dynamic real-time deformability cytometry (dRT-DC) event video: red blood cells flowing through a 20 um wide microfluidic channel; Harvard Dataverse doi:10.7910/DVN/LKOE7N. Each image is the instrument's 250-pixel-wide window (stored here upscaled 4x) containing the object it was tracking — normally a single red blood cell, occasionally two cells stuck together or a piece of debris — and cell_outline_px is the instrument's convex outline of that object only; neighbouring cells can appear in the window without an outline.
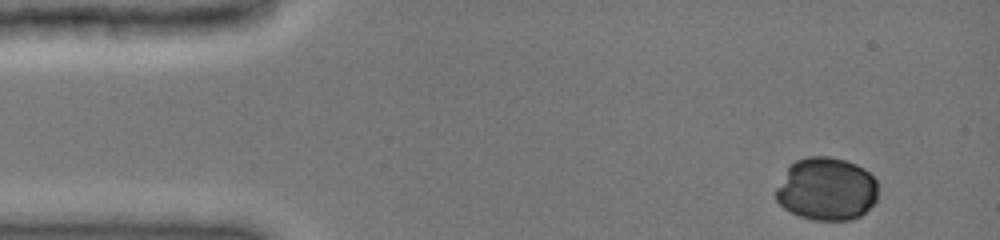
{"species": "common noctule bat (a hibernating species)", "species_latin": "Nyctalus noctula", "temperature_condition": "cold", "stored_images_in_passage": 7, "camera_frame_rate_fps": 3000, "um_per_image_px": 0.085, "animal": {"sex": "female", "body_mass_g": 19.0, "forearm_length_mm": 51.5}, "frame": {"image": 1, "passage_image": 1, "time_ms": 0.0, "image_size_px": [1000, 240], "cell_outline_px": [[876, 200], [860, 216], [852, 220], [812, 220], [800, 216], [784, 208], [776, 200], [776, 188], [788, 168], [796, 160], [808, 156], [828, 156], [844, 160], [856, 164], [864, 168], [876, 180]], "centroid_in_image_um": [70.25, 16.07], "position_along_channel_um": 14.8, "area_um2": 37.28}}